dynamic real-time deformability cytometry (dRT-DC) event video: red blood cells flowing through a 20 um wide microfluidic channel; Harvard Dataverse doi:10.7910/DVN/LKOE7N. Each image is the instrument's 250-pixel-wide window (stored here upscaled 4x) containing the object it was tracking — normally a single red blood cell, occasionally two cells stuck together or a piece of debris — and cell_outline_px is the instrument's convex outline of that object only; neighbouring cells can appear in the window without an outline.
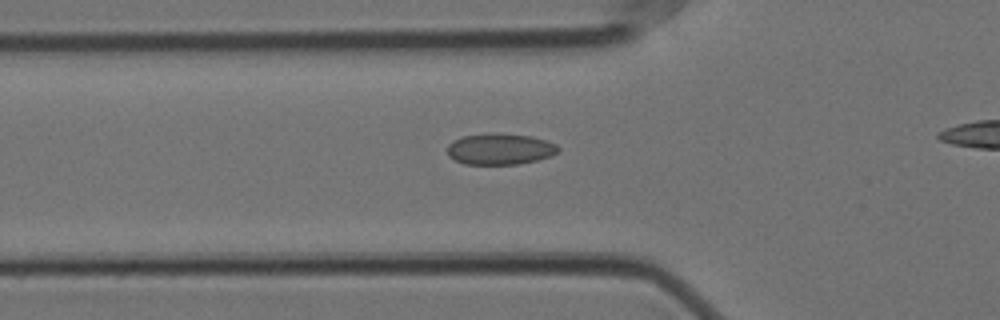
{"species": "Egyptian fruit bat (a non-hibernating species)", "species_latin": "Rousettus aegyptiacus", "temperature_condition": "cold", "stored_images_in_passage": 27, "camera_frame_rate_fps": 3000, "um_per_image_px": 0.085, "animal": {"sex": "female"}, "frame": {"image": 1, "passage_image": 2, "time_ms": 0.333, "image_size_px": [1000, 320], "cell_outline_px": [[560, 148], [552, 156], [536, 160], [516, 164], [464, 164], [448, 156], [448, 144], [464, 136], [496, 132], [532, 136], [556, 144]], "centroid_in_image_um": [42.51, 12.66], "position_along_channel_um": 83.3, "area_um2": 20.06}}
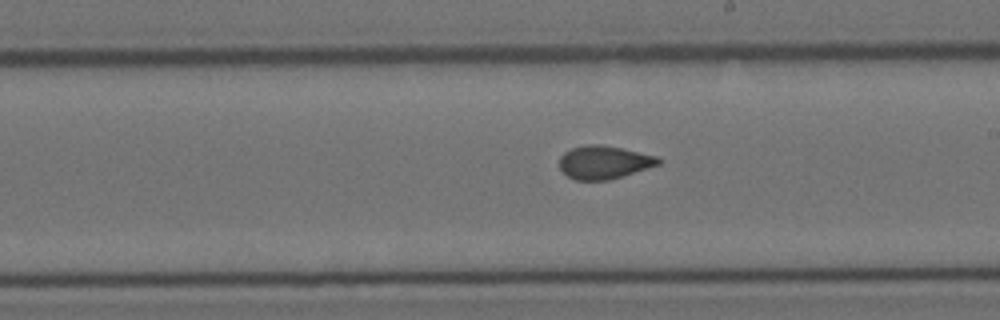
{"frame": {"image": 2, "passage_image": 15, "time_ms": 4.667, "image_size_px": [1000, 320], "cell_outline_px": [[664, 160], [660, 164], [624, 176], [608, 180], [576, 180], [568, 176], [560, 168], [560, 156], [564, 152], [572, 148], [588, 144], [600, 144], [620, 148], [656, 156]], "centroid_in_image_um": [51.35, 13.8], "position_along_channel_um": 237.6, "area_um2": 19.07}}
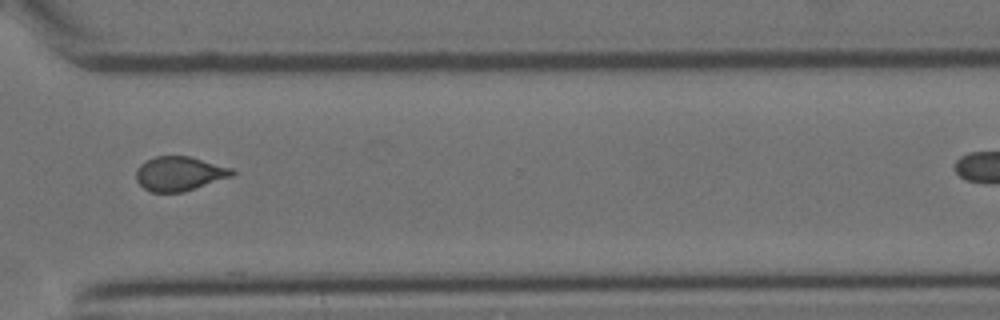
{"frame": {"image": 3, "passage_image": 25, "time_ms": 8.0, "image_size_px": [1000, 320], "cell_outline_px": [[236, 172], [232, 176], [184, 192], [152, 192], [144, 188], [136, 180], [136, 168], [140, 164], [156, 156], [188, 156], [232, 168]], "centroid_in_image_um": [15.24, 14.76], "position_along_channel_um": 355.4, "area_um2": 19.07}, "authors_computed_cell_mechanics": {"area_um2": 19.1896, "velocity_mm_per_s": 3.5341, "shape_relaxation_time_tau1_ms": 7.5786, "shape_relaxation_time_tau2_ms": 1.1933, "deformation_change_tau1": 0.1242, "deformation_change_tau2": 0.051}}